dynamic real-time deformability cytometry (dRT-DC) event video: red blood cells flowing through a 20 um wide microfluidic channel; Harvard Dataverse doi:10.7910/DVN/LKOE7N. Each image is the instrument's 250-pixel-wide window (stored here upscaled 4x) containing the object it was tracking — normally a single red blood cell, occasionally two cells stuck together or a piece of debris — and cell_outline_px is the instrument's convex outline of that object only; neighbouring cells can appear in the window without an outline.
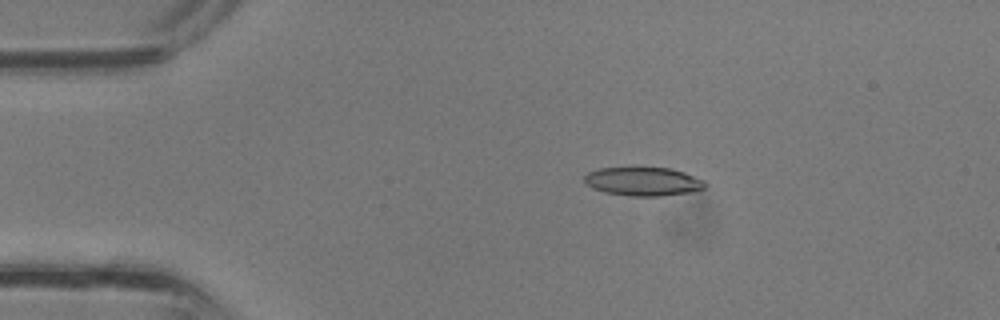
{"species": "common noctule bat (a hibernating species)", "species_latin": "Nyctalus noctula", "temperature_condition": "room temperature", "stored_images_in_passage": 28, "camera_frame_rate_fps": 3000, "um_per_image_px": 0.085, "animal": {"sex": "male", "body_mass_g": 13.3}, "frame": {"image": 1, "passage_image": 3, "time_ms": 0.667, "image_size_px": [1000, 320], "cell_outline_px": [[708, 184], [704, 188], [688, 192], [660, 196], [628, 196], [604, 192], [592, 188], [584, 184], [584, 176], [588, 172], [596, 168], [672, 168], [684, 172], [704, 180]], "centroid_in_image_um": [54.63, 15.42], "position_along_channel_um": 30.4, "area_um2": 20.23}}
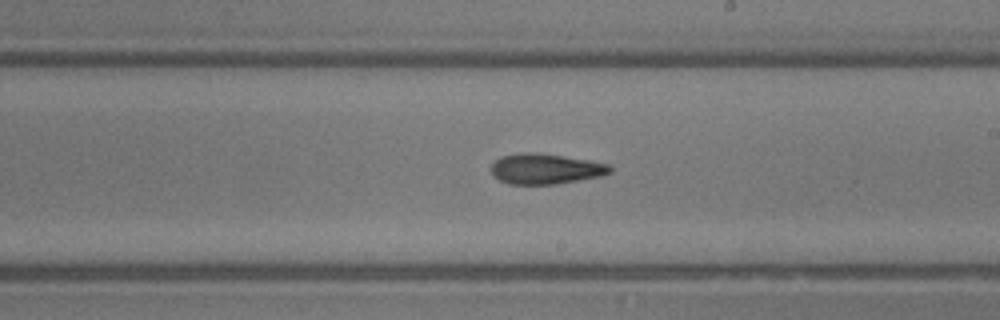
{"frame": {"image": 2, "passage_image": 17, "time_ms": 5.333, "image_size_px": [1000, 320], "cell_outline_px": [[612, 172], [604, 176], [556, 184], [508, 184], [500, 180], [492, 172], [492, 164], [496, 160], [504, 156], [560, 156], [588, 160], [608, 164], [612, 168]], "centroid_in_image_um": [46.48, 14.42], "position_along_channel_um": 242.5, "area_um2": 19.88}}
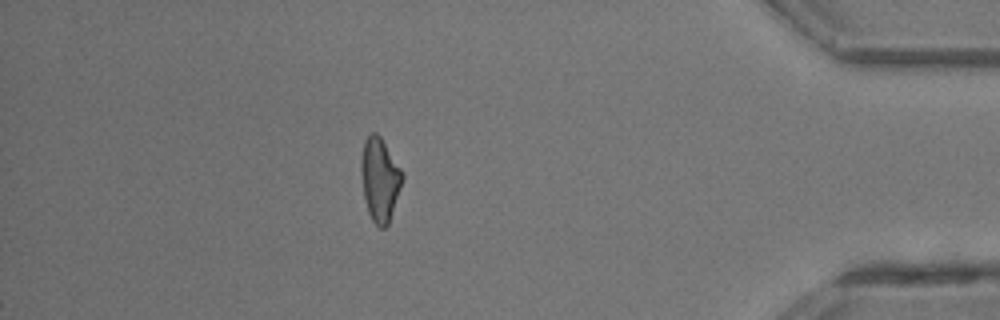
{"frame": {"image": 3, "passage_image": 28, "time_ms": 9.0, "image_size_px": [1000, 320], "cell_outline_px": [[404, 176], [388, 224], [384, 228], [380, 228], [372, 220], [368, 212], [364, 196], [360, 172], [360, 164], [364, 140], [372, 132], [376, 132], [380, 136], [404, 172]], "centroid_in_image_um": [32.28, 15.23], "position_along_channel_um": 402.9, "area_um2": 20.0}}